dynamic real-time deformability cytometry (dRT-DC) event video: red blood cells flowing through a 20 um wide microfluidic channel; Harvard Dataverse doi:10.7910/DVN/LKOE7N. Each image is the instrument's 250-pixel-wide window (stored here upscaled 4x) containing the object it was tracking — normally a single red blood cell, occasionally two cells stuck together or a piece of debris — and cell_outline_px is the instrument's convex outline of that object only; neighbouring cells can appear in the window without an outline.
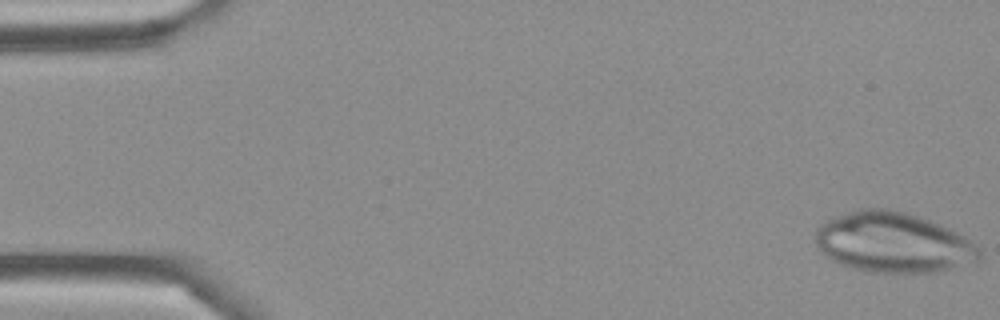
{"species": "Egyptian fruit bat (a non-hibernating species)", "species_latin": "Rousettus aegyptiacus", "temperature_condition": "cold", "stored_images_in_passage": 47, "camera_frame_rate_fps": 3000, "um_per_image_px": 0.085, "frame": {"image": 1, "passage_image": 1, "time_ms": 0.0, "image_size_px": [1000, 320], "cell_outline_px": [[984, 256], [976, 264], [940, 272], [864, 272], [840, 264], [832, 260], [820, 252], [816, 244], [816, 228], [820, 224], [836, 216], [860, 208], [888, 208], [904, 212], [940, 224], [964, 236], [980, 248]], "centroid_in_image_um": [75.97, 20.64], "position_along_channel_um": 9.0, "area_um2": 58.15}}